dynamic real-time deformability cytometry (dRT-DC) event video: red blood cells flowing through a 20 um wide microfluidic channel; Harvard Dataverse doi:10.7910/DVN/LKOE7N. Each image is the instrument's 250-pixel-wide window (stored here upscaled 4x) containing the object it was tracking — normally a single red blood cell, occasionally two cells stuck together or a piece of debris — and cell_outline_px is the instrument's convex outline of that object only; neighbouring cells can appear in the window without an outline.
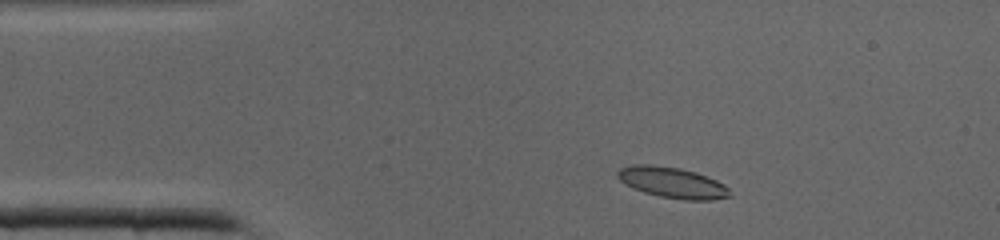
{"species": "common noctule bat (a hibernating species)", "species_latin": "Nyctalus noctula", "temperature_condition": "cold", "stored_images_in_passage": 37, "camera_frame_rate_fps": 3000, "um_per_image_px": 0.085, "animal": {"sex": "male", "body_mass_g": 19.0, "forearm_length_mm": 50.8}, "frame": {"image": 1, "passage_image": 3, "time_ms": 0.667, "image_size_px": [1000, 240], "cell_outline_px": [[732, 196], [712, 200], [684, 200], [660, 196], [644, 192], [632, 188], [624, 184], [616, 176], [616, 172], [620, 168], [632, 164], [652, 164], [680, 168], [696, 172], [716, 180], [724, 184], [728, 188]], "centroid_in_image_um": [57.12, 15.51], "position_along_channel_um": 27.9, "area_um2": 20.35}}
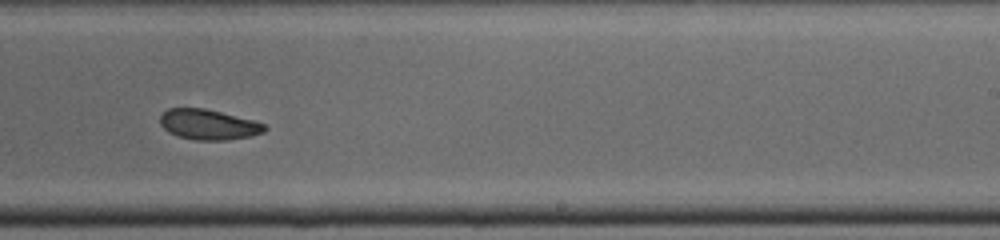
{"frame": {"image": 2, "passage_image": 21, "time_ms": 6.667, "image_size_px": [1000, 240], "cell_outline_px": [[268, 128], [264, 132], [252, 136], [228, 140], [196, 140], [176, 136], [168, 132], [160, 124], [160, 116], [168, 108], [204, 108], [252, 120], [264, 124]], "centroid_in_image_um": [17.71, 10.6], "position_along_channel_um": 271.3, "area_um2": 18.44}}
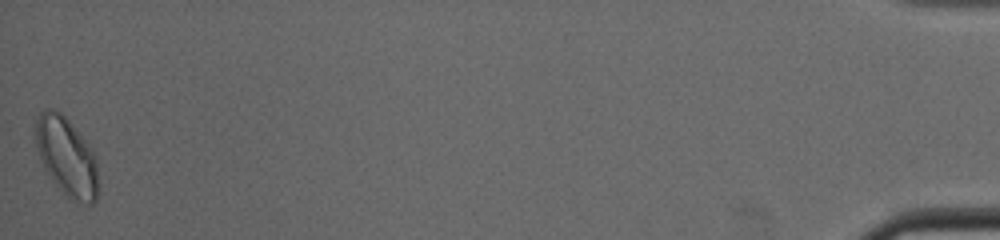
{"frame": {"image": 3, "passage_image": 37, "time_ms": 12.0, "image_size_px": [1000, 240], "cell_outline_px": [[100, 184], [96, 200], [92, 204], [88, 204], [72, 200], [56, 184], [44, 168], [40, 160], [36, 148], [36, 120], [40, 112], [48, 108], [52, 108], [60, 112], [72, 124], [88, 144], [96, 160]], "centroid_in_image_um": [5.68, 13.33], "position_along_channel_um": 429.5, "area_um2": 28.61}}